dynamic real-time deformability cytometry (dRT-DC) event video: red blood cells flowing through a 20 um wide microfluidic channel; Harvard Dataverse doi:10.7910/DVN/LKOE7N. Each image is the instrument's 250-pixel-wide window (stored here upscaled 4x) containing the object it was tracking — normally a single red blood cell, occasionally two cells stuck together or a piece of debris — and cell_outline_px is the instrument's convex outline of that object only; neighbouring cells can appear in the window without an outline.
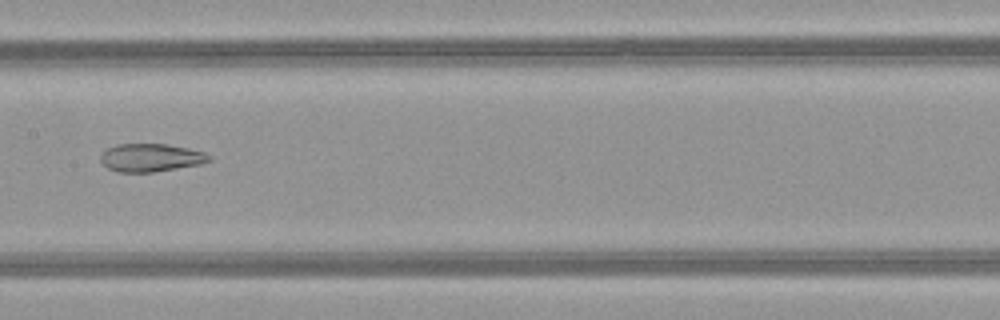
{"species": "common noctule bat (a hibernating species)", "species_latin": "Nyctalus noctula", "temperature_condition": "warm", "stored_images_in_passage": 52, "camera_frame_rate_fps": 3000, "um_per_image_px": 0.085, "animal": {"sex": "female", "body_mass_g": 21.9}, "frame": {"image": 1, "passage_image": 27, "time_ms": 8.667, "image_size_px": [1000, 320], "cell_outline_px": [[212, 160], [200, 164], [152, 172], [116, 172], [108, 168], [100, 160], [100, 156], [108, 148], [116, 144], [168, 144], [188, 148], [204, 152], [212, 156]], "centroid_in_image_um": [12.83, 13.4], "position_along_channel_um": 194.6, "area_um2": 17.69}}
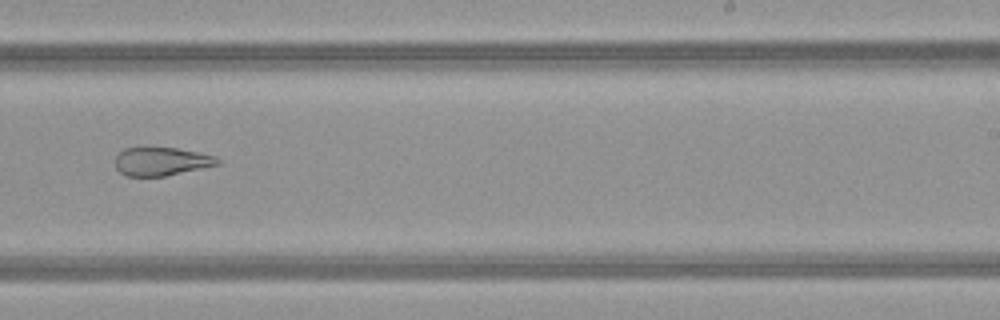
{"frame": {"image": 2, "passage_image": 33, "time_ms": 10.667, "image_size_px": [1000, 320], "cell_outline_px": [[220, 164], [164, 176], [128, 176], [120, 172], [116, 168], [116, 156], [124, 148], [144, 144], [176, 148], [216, 156], [220, 160]], "centroid_in_image_um": [13.67, 13.67], "position_along_channel_um": 275.3, "area_um2": 17.4}}
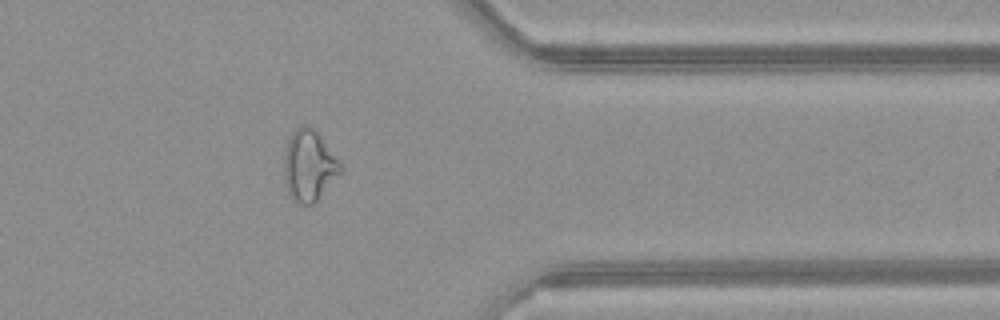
{"frame": {"image": 3, "passage_image": 42, "time_ms": 13.667, "image_size_px": [1000, 320], "cell_outline_px": [[344, 172], [312, 204], [296, 204], [288, 192], [284, 180], [284, 148], [292, 132], [296, 128], [304, 124], [308, 124], [320, 136], [344, 164]], "centroid_in_image_um": [26.3, 14.07], "position_along_channel_um": 385.1, "area_um2": 23.87}, "authors_computed_cell_mechanics": {"area_um2": 24.9985, "velocity_mm_per_s": 4.0598, "shape_relaxation_time_tau1_ms": null, "shape_relaxation_time_tau2_ms": 2.8076, "deformation_change_tau1": null, "deformation_change_tau2": 0.1106}}